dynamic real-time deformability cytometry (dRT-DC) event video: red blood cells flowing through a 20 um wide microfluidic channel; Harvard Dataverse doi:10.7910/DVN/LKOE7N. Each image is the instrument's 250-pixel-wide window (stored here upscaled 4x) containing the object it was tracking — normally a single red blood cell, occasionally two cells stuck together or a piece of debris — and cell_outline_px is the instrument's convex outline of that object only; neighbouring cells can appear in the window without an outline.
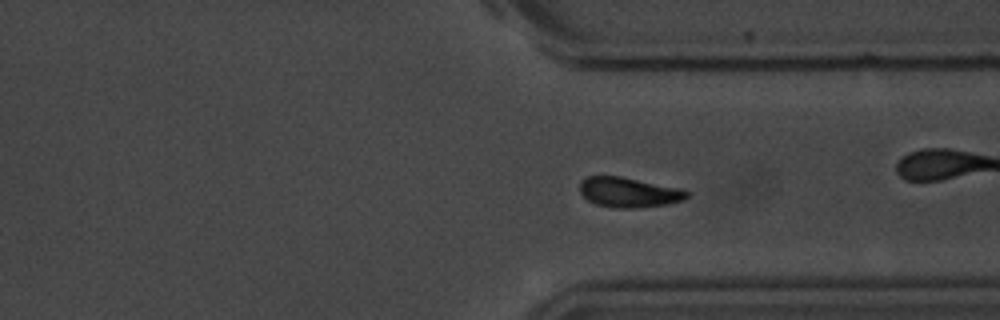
{"species": "common noctule bat (a hibernating species)", "species_latin": "Nyctalus noctula", "temperature_condition": "room temperature", "stored_images_in_passage": 53, "camera_frame_rate_fps": 3000, "um_per_image_px": 0.085, "animal": {"sex": "male", "body_mass_g": 20.1, "forearm_length_mm": 53.5}, "frame": {"image": 1, "passage_image": 38, "time_ms": 12.333, "image_size_px": [1000, 320], "cell_outline_px": [[688, 196], [684, 200], [668, 204], [636, 208], [612, 208], [596, 204], [588, 200], [580, 192], [580, 180], [588, 176], [620, 176], [684, 188], [688, 192]], "centroid_in_image_um": [53.47, 16.34], "position_along_channel_um": 357.9, "area_um2": 18.96}}
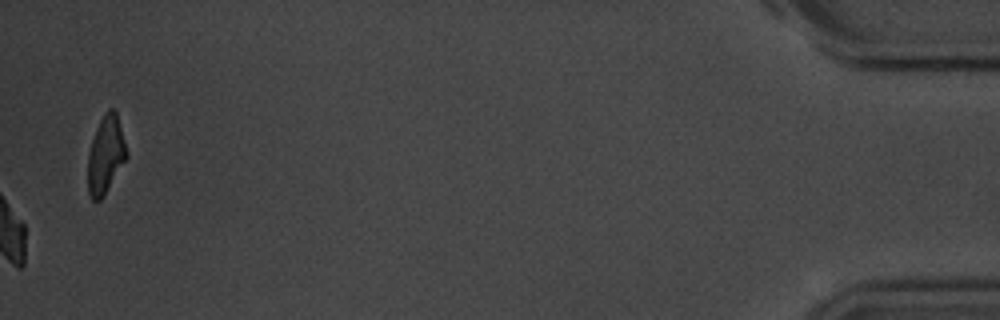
{"frame": {"image": 2, "passage_image": 53, "time_ms": 17.333, "image_size_px": [1000, 320], "cell_outline_px": [[128, 156], [104, 196], [100, 200], [92, 200], [88, 192], [88, 152], [96, 128], [104, 112], [108, 108], [112, 108], [116, 112], [128, 152]], "centroid_in_image_um": [8.98, 13.16], "position_along_channel_um": 426.2, "area_um2": 17.51}, "authors_computed_cell_mechanics": {"area_um2": 18.6116, "velocity_mm_per_s": 3.6615, "shape_relaxation_time_tau1_ms": 2.538, "shape_relaxation_time_tau2_ms": null, "deformation_change_tau1": 0.1279, "deformation_change_tau2": null}}